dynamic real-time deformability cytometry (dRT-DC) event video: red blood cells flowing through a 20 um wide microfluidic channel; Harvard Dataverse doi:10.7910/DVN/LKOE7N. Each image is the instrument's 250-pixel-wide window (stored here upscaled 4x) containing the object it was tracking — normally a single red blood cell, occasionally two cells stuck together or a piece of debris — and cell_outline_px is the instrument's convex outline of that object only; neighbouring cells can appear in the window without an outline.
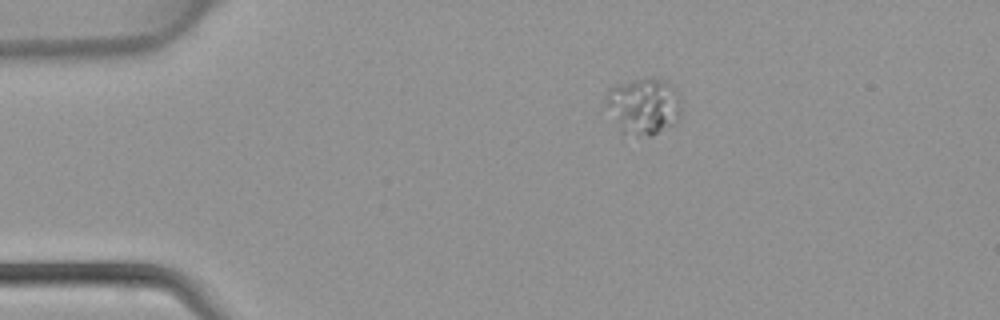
{"species": "common noctule bat (a hibernating species)", "species_latin": "Nyctalus noctula", "temperature_condition": "warm", "stored_images_in_passage": 38, "segment_of_instrument_passage": [1, 2], "camera_frame_rate_fps": 3000, "um_per_image_px": 0.085, "animal": {"sex": "female", "body_mass_g": 22.7, "forearm_length_mm": 54.2}, "frame": {"image": 1, "passage_image": 1, "time_ms": 0.0, "image_size_px": [1000, 320], "cell_outline_px": [[680, 112], [676, 120], [672, 124], [652, 136], [636, 136], [620, 132], [608, 104], [608, 88], [616, 84], [644, 76], [664, 80], [668, 84], [680, 108]], "centroid_in_image_um": [54.65, 9.02], "position_along_channel_um": 30.3, "area_um2": 23.99}}
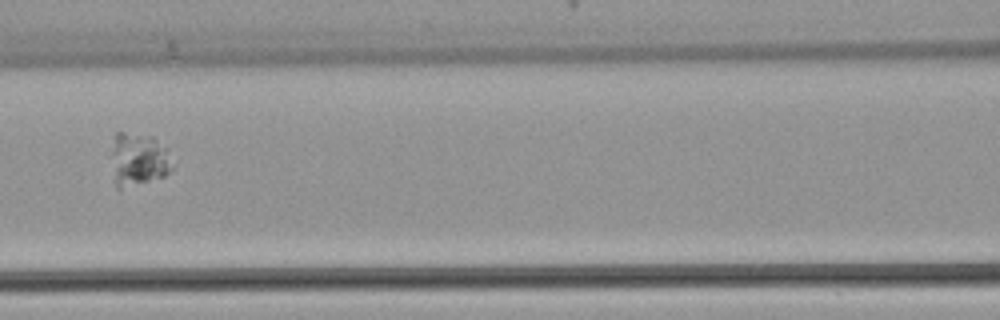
{"frame": {"image": 2, "passage_image": 13, "time_ms": 4.0, "image_size_px": [1000, 320], "cell_outline_px": [[176, 168], [164, 176], [120, 188], [116, 188], [112, 152], [112, 136], [116, 132], [124, 132], [152, 136], [168, 148], [176, 164]], "centroid_in_image_um": [11.85, 13.5], "position_along_channel_um": 154.8, "area_um2": 19.07}}
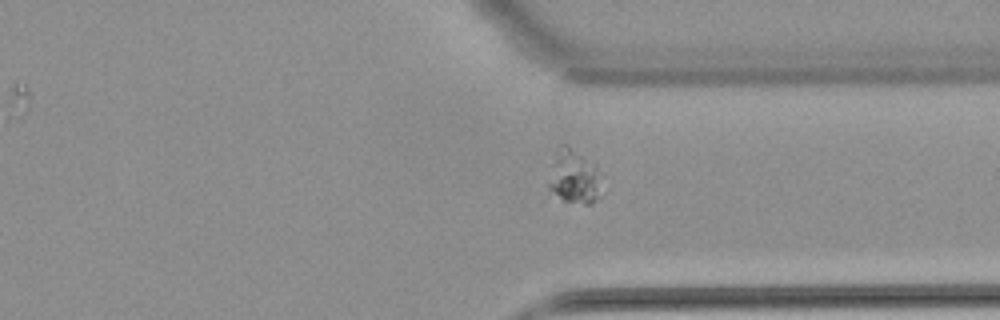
{"frame": {"image": 3, "passage_image": 27, "time_ms": 8.667, "image_size_px": [1000, 320], "cell_outline_px": [[596, 200], [592, 204], [584, 204], [544, 200], [548, 184], [564, 172], [584, 164], [596, 164]], "centroid_in_image_um": [48.82, 15.81], "position_along_channel_um": 362.6, "area_um2": 11.39}}